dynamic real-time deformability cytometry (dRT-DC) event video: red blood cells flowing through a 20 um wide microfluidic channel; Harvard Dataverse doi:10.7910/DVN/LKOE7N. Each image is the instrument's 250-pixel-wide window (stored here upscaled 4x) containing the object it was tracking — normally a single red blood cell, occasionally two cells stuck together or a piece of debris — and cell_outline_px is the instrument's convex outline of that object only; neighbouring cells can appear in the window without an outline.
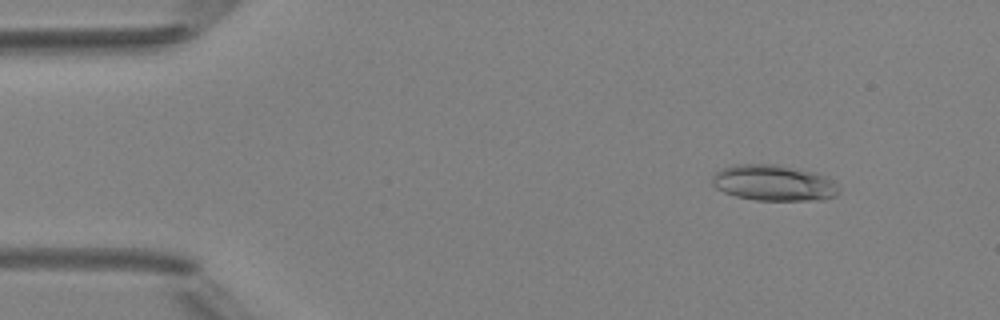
{"species": "Egyptian fruit bat (a non-hibernating species)", "species_latin": "Rousettus aegyptiacus", "temperature_condition": "room temperature", "stored_images_in_passage": 49, "camera_frame_rate_fps": 3000, "um_per_image_px": 0.085, "animal": {"sex": "female"}, "frame": {"image": 1, "passage_image": 6, "time_ms": 1.667, "image_size_px": [1000, 320], "cell_outline_px": [[840, 188], [836, 196], [824, 200], [756, 200], [736, 196], [724, 192], [716, 188], [712, 184], [712, 176], [720, 168], [732, 164], [780, 164], [816, 172], [832, 180]], "centroid_in_image_um": [65.76, 15.53], "position_along_channel_um": 19.2, "area_um2": 26.88}}
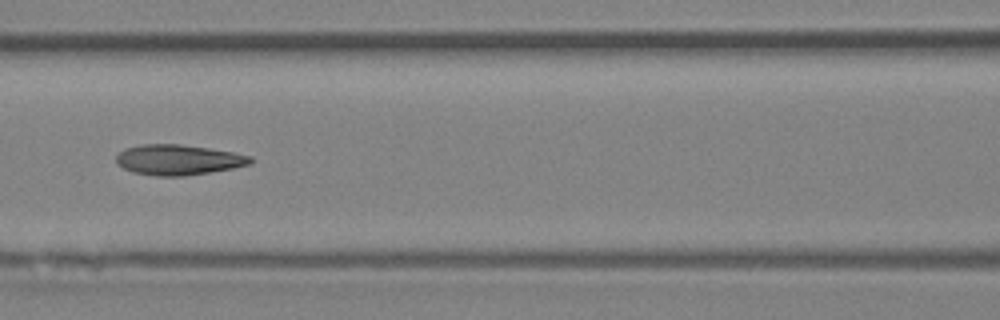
{"frame": {"image": 2, "passage_image": 22, "time_ms": 7.0, "image_size_px": [1000, 320], "cell_outline_px": [[252, 164], [232, 168], [184, 176], [156, 176], [132, 172], [116, 164], [116, 156], [124, 148], [140, 144], [180, 144], [208, 148], [232, 152], [252, 156]], "centroid_in_image_um": [15.12, 13.58], "position_along_channel_um": 151.5, "area_um2": 23.76}}
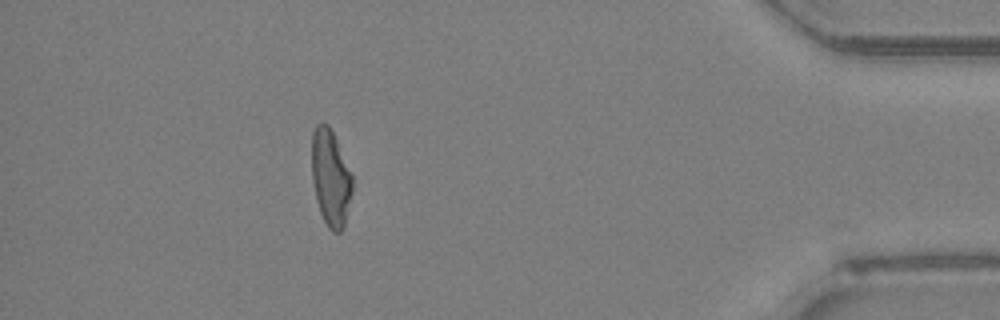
{"frame": {"image": 3, "passage_image": 44, "time_ms": 14.333, "image_size_px": [1000, 320], "cell_outline_px": [[352, 192], [344, 228], [340, 232], [332, 232], [328, 228], [320, 212], [316, 200], [312, 180], [312, 132], [316, 124], [328, 124], [336, 140], [352, 176]], "centroid_in_image_um": [28.09, 15.16], "position_along_channel_um": 407.1, "area_um2": 22.66}, "authors_computed_cell_mechanics": {"area_um2": 23.7558, "velocity_mm_per_s": 4.2097, "shape_relaxation_time_tau1_ms": 9.1557, "shape_relaxation_time_tau2_ms": 2.2153, "deformation_change_tau1": 0.2395, "deformation_change_tau2": 0.0976}}